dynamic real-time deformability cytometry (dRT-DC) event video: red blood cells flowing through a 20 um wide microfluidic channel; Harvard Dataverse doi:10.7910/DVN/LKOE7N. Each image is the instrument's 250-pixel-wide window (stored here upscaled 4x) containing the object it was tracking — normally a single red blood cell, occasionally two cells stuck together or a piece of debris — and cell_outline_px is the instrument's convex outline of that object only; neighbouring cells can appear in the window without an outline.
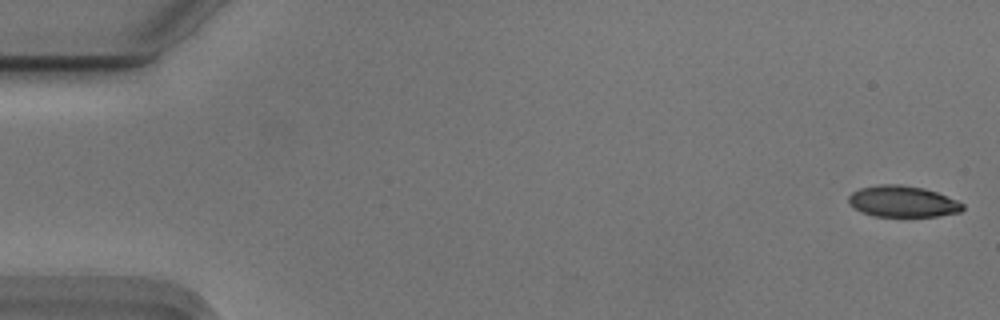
{"species": "Egyptian fruit bat (a non-hibernating species)", "species_latin": "Rousettus aegyptiacus", "temperature_condition": "cold", "stored_images_in_passage": 55, "camera_frame_rate_fps": 3000, "um_per_image_px": 0.085, "animal": {"sex": "male"}, "frame": {"image": 1, "passage_image": 1, "time_ms": 0.0, "image_size_px": [1000, 320], "cell_outline_px": [[964, 208], [960, 212], [936, 216], [872, 216], [860, 212], [852, 208], [848, 204], [848, 196], [852, 192], [860, 188], [876, 184], [900, 184], [924, 188], [936, 192], [956, 200], [964, 204]], "centroid_in_image_um": [76.66, 17.12], "position_along_channel_um": 8.3, "area_um2": 20.98}}
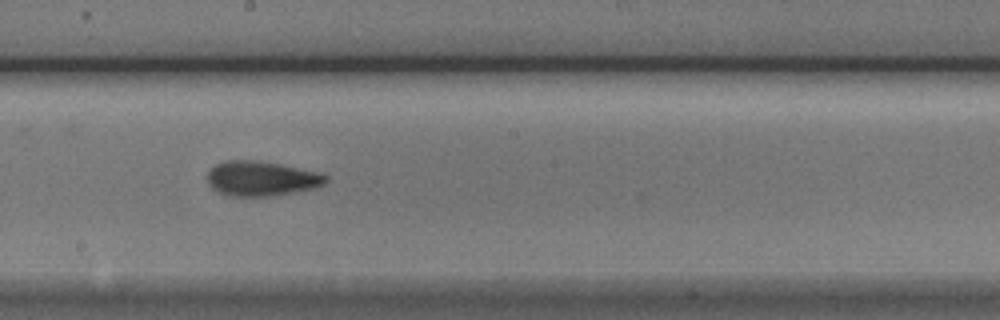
{"frame": {"image": 2, "passage_image": 30, "time_ms": 9.667, "image_size_px": [1000, 320], "cell_outline_px": [[328, 180], [324, 184], [316, 188], [296, 192], [272, 196], [228, 196], [216, 192], [208, 184], [208, 172], [216, 164], [228, 160], [252, 160], [276, 164], [320, 172], [328, 176]], "centroid_in_image_um": [22.23, 15.2], "position_along_channel_um": 226.0, "area_um2": 24.04}}
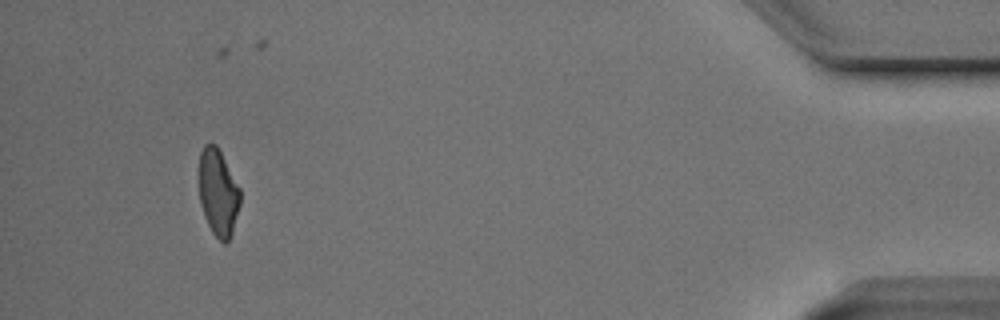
{"frame": {"image": 3, "passage_image": 51, "time_ms": 16.667, "image_size_px": [1000, 320], "cell_outline_px": [[240, 204], [232, 236], [224, 244], [212, 232], [204, 216], [200, 204], [200, 152], [204, 144], [216, 144], [240, 188]], "centroid_in_image_um": [18.56, 16.4], "position_along_channel_um": 416.6, "area_um2": 20.69}}